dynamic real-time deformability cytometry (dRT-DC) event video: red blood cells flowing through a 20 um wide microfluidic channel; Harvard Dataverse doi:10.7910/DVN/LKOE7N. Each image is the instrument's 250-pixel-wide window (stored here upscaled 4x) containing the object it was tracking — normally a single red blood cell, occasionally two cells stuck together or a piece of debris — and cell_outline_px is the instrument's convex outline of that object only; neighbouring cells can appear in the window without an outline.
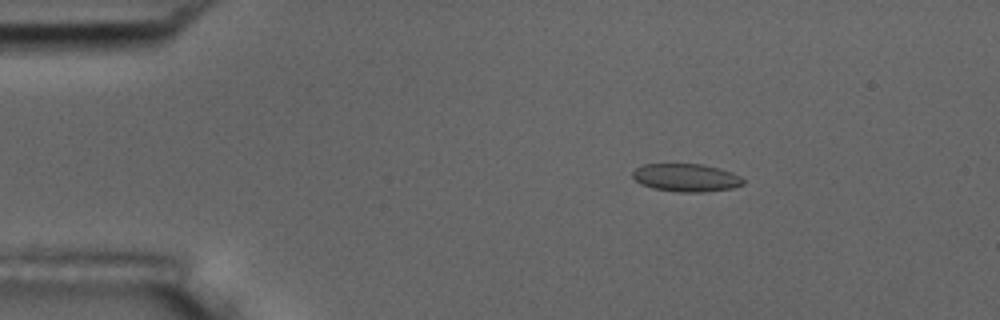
{"species": "common noctule bat (a hibernating species)", "species_latin": "Nyctalus noctula", "temperature_condition": "room temperature", "stored_images_in_passage": 47, "camera_frame_rate_fps": 3000, "um_per_image_px": 0.085, "animal": {"sex": "male", "body_mass_g": 17.5, "forearm_length_mm": 52.3}, "frame": {"image": 1, "passage_image": 1, "time_ms": 0.0, "image_size_px": [1000, 320], "cell_outline_px": [[744, 184], [732, 188], [700, 192], [676, 192], [652, 188], [640, 184], [632, 176], [632, 172], [636, 168], [644, 164], [700, 164], [720, 168], [732, 172], [740, 176], [744, 180]], "centroid_in_image_um": [58.31, 15.1], "position_along_channel_um": 26.7, "area_um2": 18.03}}
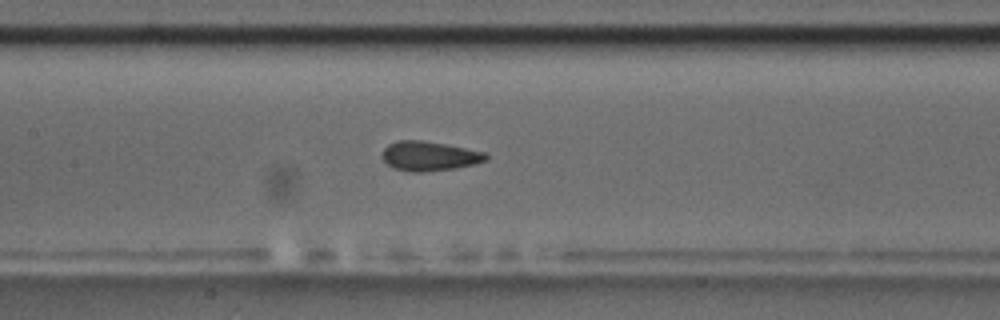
{"frame": {"image": 2, "passage_image": 18, "time_ms": 5.667, "image_size_px": [1000, 320], "cell_outline_px": [[488, 160], [476, 164], [456, 168], [424, 172], [408, 172], [396, 168], [388, 164], [384, 160], [384, 148], [388, 144], [396, 140], [420, 140], [444, 144], [488, 152]], "centroid_in_image_um": [36.55, 13.27], "position_along_channel_um": 170.8, "area_um2": 17.86}}
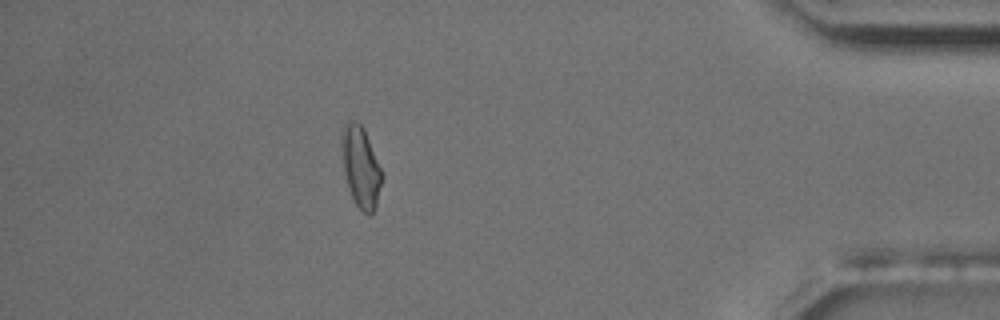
{"frame": {"image": 3, "passage_image": 41, "time_ms": 13.333, "image_size_px": [1000, 320], "cell_outline_px": [[384, 176], [376, 204], [372, 212], [368, 216], [356, 204], [352, 196], [348, 184], [344, 168], [340, 144], [340, 136], [344, 124], [348, 120], [356, 120], [364, 128]], "centroid_in_image_um": [30.66, 14.13], "position_along_channel_um": 404.5, "area_um2": 18.9}, "authors_computed_cell_mechanics": {"area_um2": 17.8602, "velocity_mm_per_s": 3.6398, "shape_relaxation_time_tau1_ms": null, "shape_relaxation_time_tau2_ms": 1.2699, "deformation_change_tau1": null, "deformation_change_tau2": 0.0653}}